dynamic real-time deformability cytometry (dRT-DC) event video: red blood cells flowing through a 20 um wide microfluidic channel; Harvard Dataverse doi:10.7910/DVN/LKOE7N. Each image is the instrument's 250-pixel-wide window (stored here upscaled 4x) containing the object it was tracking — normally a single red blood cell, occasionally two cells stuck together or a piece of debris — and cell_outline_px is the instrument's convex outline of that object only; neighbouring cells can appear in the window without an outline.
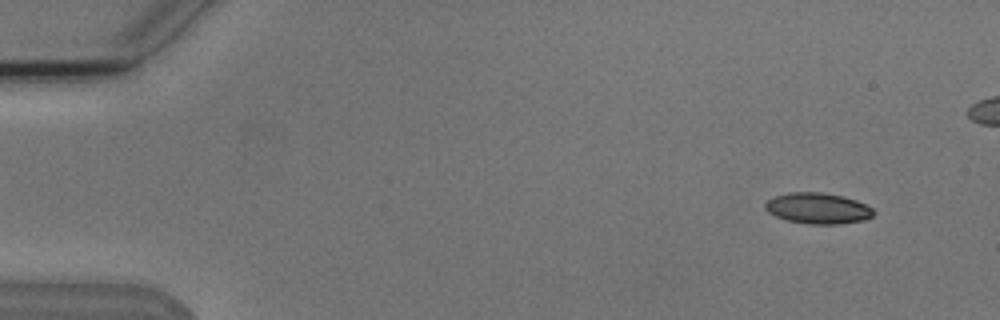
{"species": "Egyptian fruit bat (a non-hibernating species)", "species_latin": "Rousettus aegyptiacus", "temperature_condition": "cold", "stored_images_in_passage": 9, "camera_frame_rate_fps": 3000, "um_per_image_px": 0.085, "animal": {"sex": "male"}, "frame": {"image": 1, "passage_image": 1, "time_ms": 0.0, "image_size_px": [1000, 320], "cell_outline_px": [[876, 212], [872, 216], [864, 220], [840, 224], [808, 224], [784, 220], [768, 212], [764, 208], [764, 204], [772, 196], [788, 192], [820, 192], [840, 196], [856, 200], [872, 208]], "centroid_in_image_um": [69.48, 17.71], "position_along_channel_um": 15.5, "area_um2": 19.65}}
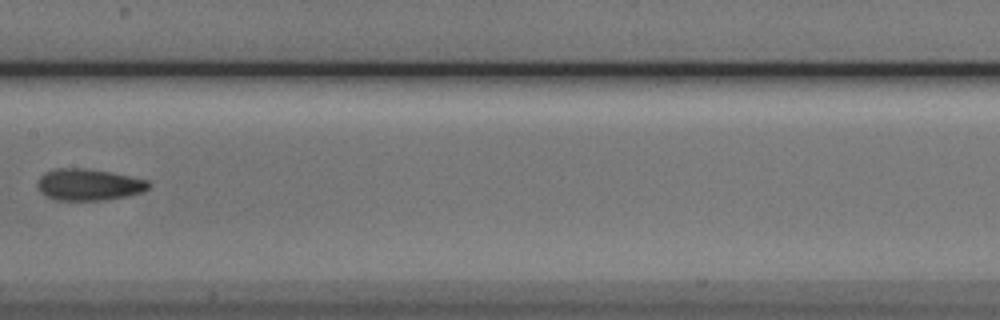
{"frame": {"image": 2, "passage_image": 8, "time_ms": 8.0, "image_size_px": [1000, 320], "cell_outline_px": [[152, 184], [148, 188], [140, 192], [128, 196], [104, 200], [52, 200], [44, 196], [40, 192], [36, 184], [40, 176], [44, 172], [52, 168], [84, 168], [108, 172], [148, 180]], "centroid_in_image_um": [7.48, 15.7], "position_along_channel_um": 199.9, "area_um2": 20.63}}
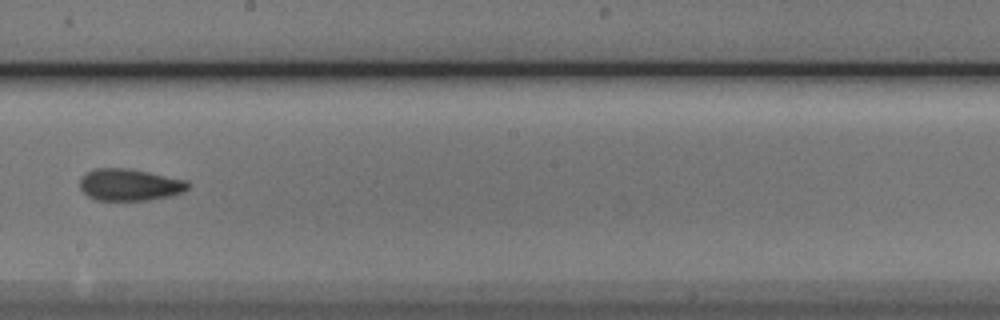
{"frame": {"image": 3, "passage_image": 9, "time_ms": 9.0, "image_size_px": [1000, 320], "cell_outline_px": [[188, 188], [184, 192], [172, 196], [148, 200], [96, 200], [88, 196], [80, 188], [80, 180], [88, 172], [96, 168], [128, 168], [188, 180]], "centroid_in_image_um": [11.05, 15.71], "position_along_channel_um": 237.2, "area_um2": 20.06}}